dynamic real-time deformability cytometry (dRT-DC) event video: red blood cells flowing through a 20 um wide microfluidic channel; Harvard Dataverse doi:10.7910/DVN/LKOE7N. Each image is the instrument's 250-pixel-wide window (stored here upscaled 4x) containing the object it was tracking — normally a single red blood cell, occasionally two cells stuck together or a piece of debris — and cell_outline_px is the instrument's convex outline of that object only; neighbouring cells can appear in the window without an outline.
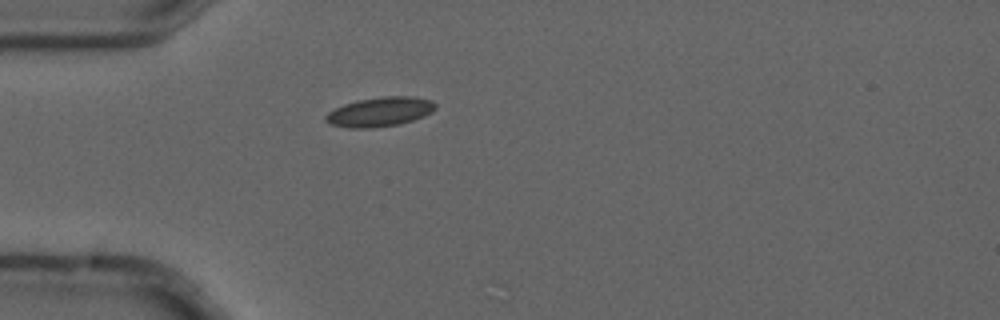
{"species": "common noctule bat (a hibernating species)", "species_latin": "Nyctalus noctula", "temperature_condition": "cold", "stored_images_in_passage": 3, "camera_frame_rate_fps": 3000, "um_per_image_px": 0.085, "animal": {"sex": "male", "forearm_length_mm": 52.5}, "frame": {"image": 1, "passage_image": 3, "time_ms": 0.667, "image_size_px": [1000, 320], "cell_outline_px": [[436, 108], [432, 112], [424, 116], [400, 124], [372, 128], [348, 128], [332, 124], [324, 120], [324, 116], [328, 112], [344, 104], [356, 100], [384, 96], [412, 96], [432, 100], [436, 104]], "centroid_in_image_um": [32.3, 9.5], "position_along_channel_um": 52.7, "area_um2": 18.9}}